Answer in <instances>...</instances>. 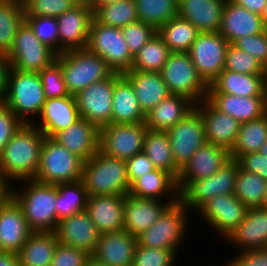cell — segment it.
Listing matches in <instances>:
<instances>
[{
  "label": "cell",
  "mask_w": 267,
  "mask_h": 266,
  "mask_svg": "<svg viewBox=\"0 0 267 266\" xmlns=\"http://www.w3.org/2000/svg\"><path fill=\"white\" fill-rule=\"evenodd\" d=\"M45 135L33 124H22L0 152V174L12 184L34 179Z\"/></svg>",
  "instance_id": "cell-1"
},
{
  "label": "cell",
  "mask_w": 267,
  "mask_h": 266,
  "mask_svg": "<svg viewBox=\"0 0 267 266\" xmlns=\"http://www.w3.org/2000/svg\"><path fill=\"white\" fill-rule=\"evenodd\" d=\"M20 189L13 185V199L21 207L32 231L55 232L58 220L55 203L57 186L41 183L35 179L18 182Z\"/></svg>",
  "instance_id": "cell-2"
},
{
  "label": "cell",
  "mask_w": 267,
  "mask_h": 266,
  "mask_svg": "<svg viewBox=\"0 0 267 266\" xmlns=\"http://www.w3.org/2000/svg\"><path fill=\"white\" fill-rule=\"evenodd\" d=\"M3 102L24 124L37 120L46 102L39 73L9 67Z\"/></svg>",
  "instance_id": "cell-3"
},
{
  "label": "cell",
  "mask_w": 267,
  "mask_h": 266,
  "mask_svg": "<svg viewBox=\"0 0 267 266\" xmlns=\"http://www.w3.org/2000/svg\"><path fill=\"white\" fill-rule=\"evenodd\" d=\"M82 181L88 196L127 195L130 190L126 161L101 150L84 162Z\"/></svg>",
  "instance_id": "cell-4"
},
{
  "label": "cell",
  "mask_w": 267,
  "mask_h": 266,
  "mask_svg": "<svg viewBox=\"0 0 267 266\" xmlns=\"http://www.w3.org/2000/svg\"><path fill=\"white\" fill-rule=\"evenodd\" d=\"M56 61L62 68L67 91L73 96L114 73L105 60L87 48L58 54Z\"/></svg>",
  "instance_id": "cell-5"
},
{
  "label": "cell",
  "mask_w": 267,
  "mask_h": 266,
  "mask_svg": "<svg viewBox=\"0 0 267 266\" xmlns=\"http://www.w3.org/2000/svg\"><path fill=\"white\" fill-rule=\"evenodd\" d=\"M190 216V211L178 200L148 230L137 237V243L145 247L175 250L179 254L185 238L188 239Z\"/></svg>",
  "instance_id": "cell-6"
},
{
  "label": "cell",
  "mask_w": 267,
  "mask_h": 266,
  "mask_svg": "<svg viewBox=\"0 0 267 266\" xmlns=\"http://www.w3.org/2000/svg\"><path fill=\"white\" fill-rule=\"evenodd\" d=\"M84 161L60 145L52 137H45L40 164L34 177L45 184L70 183L82 180Z\"/></svg>",
  "instance_id": "cell-7"
},
{
  "label": "cell",
  "mask_w": 267,
  "mask_h": 266,
  "mask_svg": "<svg viewBox=\"0 0 267 266\" xmlns=\"http://www.w3.org/2000/svg\"><path fill=\"white\" fill-rule=\"evenodd\" d=\"M239 163L230 159L216 173L192 182H177L179 201L192 213L219 194H234Z\"/></svg>",
  "instance_id": "cell-8"
},
{
  "label": "cell",
  "mask_w": 267,
  "mask_h": 266,
  "mask_svg": "<svg viewBox=\"0 0 267 266\" xmlns=\"http://www.w3.org/2000/svg\"><path fill=\"white\" fill-rule=\"evenodd\" d=\"M159 73L171 94L185 96L195 104L206 99L208 85L198 75L189 52H171Z\"/></svg>",
  "instance_id": "cell-9"
},
{
  "label": "cell",
  "mask_w": 267,
  "mask_h": 266,
  "mask_svg": "<svg viewBox=\"0 0 267 266\" xmlns=\"http://www.w3.org/2000/svg\"><path fill=\"white\" fill-rule=\"evenodd\" d=\"M86 48L105 60L115 73L123 74L132 68L134 56L121 28L103 25L93 18Z\"/></svg>",
  "instance_id": "cell-10"
},
{
  "label": "cell",
  "mask_w": 267,
  "mask_h": 266,
  "mask_svg": "<svg viewBox=\"0 0 267 266\" xmlns=\"http://www.w3.org/2000/svg\"><path fill=\"white\" fill-rule=\"evenodd\" d=\"M57 53L43 44L24 21L18 28L10 53L6 56L12 69L39 73L52 64Z\"/></svg>",
  "instance_id": "cell-11"
},
{
  "label": "cell",
  "mask_w": 267,
  "mask_h": 266,
  "mask_svg": "<svg viewBox=\"0 0 267 266\" xmlns=\"http://www.w3.org/2000/svg\"><path fill=\"white\" fill-rule=\"evenodd\" d=\"M248 208L234 194H219L205 202L195 213L218 234L227 240L244 219Z\"/></svg>",
  "instance_id": "cell-12"
},
{
  "label": "cell",
  "mask_w": 267,
  "mask_h": 266,
  "mask_svg": "<svg viewBox=\"0 0 267 266\" xmlns=\"http://www.w3.org/2000/svg\"><path fill=\"white\" fill-rule=\"evenodd\" d=\"M228 45L219 32L199 33L193 42L189 54L198 75L207 85L224 69Z\"/></svg>",
  "instance_id": "cell-13"
},
{
  "label": "cell",
  "mask_w": 267,
  "mask_h": 266,
  "mask_svg": "<svg viewBox=\"0 0 267 266\" xmlns=\"http://www.w3.org/2000/svg\"><path fill=\"white\" fill-rule=\"evenodd\" d=\"M115 72L107 79L95 82L75 95L80 117L99 129L112 124V101Z\"/></svg>",
  "instance_id": "cell-14"
},
{
  "label": "cell",
  "mask_w": 267,
  "mask_h": 266,
  "mask_svg": "<svg viewBox=\"0 0 267 266\" xmlns=\"http://www.w3.org/2000/svg\"><path fill=\"white\" fill-rule=\"evenodd\" d=\"M145 123L110 124L100 129V150L106 155L128 160L143 152Z\"/></svg>",
  "instance_id": "cell-15"
},
{
  "label": "cell",
  "mask_w": 267,
  "mask_h": 266,
  "mask_svg": "<svg viewBox=\"0 0 267 266\" xmlns=\"http://www.w3.org/2000/svg\"><path fill=\"white\" fill-rule=\"evenodd\" d=\"M175 164L182 169L199 147L206 143L201 113L194 108L168 131Z\"/></svg>",
  "instance_id": "cell-16"
},
{
  "label": "cell",
  "mask_w": 267,
  "mask_h": 266,
  "mask_svg": "<svg viewBox=\"0 0 267 266\" xmlns=\"http://www.w3.org/2000/svg\"><path fill=\"white\" fill-rule=\"evenodd\" d=\"M94 10L86 1H80L72 9L57 17L59 54L87 47Z\"/></svg>",
  "instance_id": "cell-17"
},
{
  "label": "cell",
  "mask_w": 267,
  "mask_h": 266,
  "mask_svg": "<svg viewBox=\"0 0 267 266\" xmlns=\"http://www.w3.org/2000/svg\"><path fill=\"white\" fill-rule=\"evenodd\" d=\"M177 201L125 195L124 230L137 238L148 230L171 204Z\"/></svg>",
  "instance_id": "cell-18"
},
{
  "label": "cell",
  "mask_w": 267,
  "mask_h": 266,
  "mask_svg": "<svg viewBox=\"0 0 267 266\" xmlns=\"http://www.w3.org/2000/svg\"><path fill=\"white\" fill-rule=\"evenodd\" d=\"M56 236L60 243L94 254L101 233L86 210L58 222Z\"/></svg>",
  "instance_id": "cell-19"
},
{
  "label": "cell",
  "mask_w": 267,
  "mask_h": 266,
  "mask_svg": "<svg viewBox=\"0 0 267 266\" xmlns=\"http://www.w3.org/2000/svg\"><path fill=\"white\" fill-rule=\"evenodd\" d=\"M195 108L202 116L206 143L218 145L231 151L238 136L240 123L216 109L207 99L195 104Z\"/></svg>",
  "instance_id": "cell-20"
},
{
  "label": "cell",
  "mask_w": 267,
  "mask_h": 266,
  "mask_svg": "<svg viewBox=\"0 0 267 266\" xmlns=\"http://www.w3.org/2000/svg\"><path fill=\"white\" fill-rule=\"evenodd\" d=\"M75 96L49 98L43 104L38 120L32 123L45 137H53L59 131L69 128L80 119Z\"/></svg>",
  "instance_id": "cell-21"
},
{
  "label": "cell",
  "mask_w": 267,
  "mask_h": 266,
  "mask_svg": "<svg viewBox=\"0 0 267 266\" xmlns=\"http://www.w3.org/2000/svg\"><path fill=\"white\" fill-rule=\"evenodd\" d=\"M52 138L84 162L100 150V129L82 117Z\"/></svg>",
  "instance_id": "cell-22"
},
{
  "label": "cell",
  "mask_w": 267,
  "mask_h": 266,
  "mask_svg": "<svg viewBox=\"0 0 267 266\" xmlns=\"http://www.w3.org/2000/svg\"><path fill=\"white\" fill-rule=\"evenodd\" d=\"M266 31L260 14L229 0L225 1L219 33L232 44L238 38Z\"/></svg>",
  "instance_id": "cell-23"
},
{
  "label": "cell",
  "mask_w": 267,
  "mask_h": 266,
  "mask_svg": "<svg viewBox=\"0 0 267 266\" xmlns=\"http://www.w3.org/2000/svg\"><path fill=\"white\" fill-rule=\"evenodd\" d=\"M125 195L88 196L86 211L98 231L110 233L124 230Z\"/></svg>",
  "instance_id": "cell-24"
},
{
  "label": "cell",
  "mask_w": 267,
  "mask_h": 266,
  "mask_svg": "<svg viewBox=\"0 0 267 266\" xmlns=\"http://www.w3.org/2000/svg\"><path fill=\"white\" fill-rule=\"evenodd\" d=\"M227 241L237 248V252L267 248V209L248 208L244 219Z\"/></svg>",
  "instance_id": "cell-25"
},
{
  "label": "cell",
  "mask_w": 267,
  "mask_h": 266,
  "mask_svg": "<svg viewBox=\"0 0 267 266\" xmlns=\"http://www.w3.org/2000/svg\"><path fill=\"white\" fill-rule=\"evenodd\" d=\"M230 159V151L226 148L205 143L198 148L180 170L177 182H192L209 177L216 173Z\"/></svg>",
  "instance_id": "cell-26"
},
{
  "label": "cell",
  "mask_w": 267,
  "mask_h": 266,
  "mask_svg": "<svg viewBox=\"0 0 267 266\" xmlns=\"http://www.w3.org/2000/svg\"><path fill=\"white\" fill-rule=\"evenodd\" d=\"M137 238L127 230L103 233L92 255L107 266H131Z\"/></svg>",
  "instance_id": "cell-27"
},
{
  "label": "cell",
  "mask_w": 267,
  "mask_h": 266,
  "mask_svg": "<svg viewBox=\"0 0 267 266\" xmlns=\"http://www.w3.org/2000/svg\"><path fill=\"white\" fill-rule=\"evenodd\" d=\"M32 232L21 207L12 198L0 209L1 251L18 253Z\"/></svg>",
  "instance_id": "cell-28"
},
{
  "label": "cell",
  "mask_w": 267,
  "mask_h": 266,
  "mask_svg": "<svg viewBox=\"0 0 267 266\" xmlns=\"http://www.w3.org/2000/svg\"><path fill=\"white\" fill-rule=\"evenodd\" d=\"M207 94L267 97L263 74H242L226 69L208 85Z\"/></svg>",
  "instance_id": "cell-29"
},
{
  "label": "cell",
  "mask_w": 267,
  "mask_h": 266,
  "mask_svg": "<svg viewBox=\"0 0 267 266\" xmlns=\"http://www.w3.org/2000/svg\"><path fill=\"white\" fill-rule=\"evenodd\" d=\"M226 0H178V16L191 22L200 33L218 32Z\"/></svg>",
  "instance_id": "cell-30"
},
{
  "label": "cell",
  "mask_w": 267,
  "mask_h": 266,
  "mask_svg": "<svg viewBox=\"0 0 267 266\" xmlns=\"http://www.w3.org/2000/svg\"><path fill=\"white\" fill-rule=\"evenodd\" d=\"M133 86L140 109L146 115L162 100L171 95L159 72L130 69L123 73Z\"/></svg>",
  "instance_id": "cell-31"
},
{
  "label": "cell",
  "mask_w": 267,
  "mask_h": 266,
  "mask_svg": "<svg viewBox=\"0 0 267 266\" xmlns=\"http://www.w3.org/2000/svg\"><path fill=\"white\" fill-rule=\"evenodd\" d=\"M206 99L216 109L233 117L240 124L258 119L267 113V97L207 94Z\"/></svg>",
  "instance_id": "cell-32"
},
{
  "label": "cell",
  "mask_w": 267,
  "mask_h": 266,
  "mask_svg": "<svg viewBox=\"0 0 267 266\" xmlns=\"http://www.w3.org/2000/svg\"><path fill=\"white\" fill-rule=\"evenodd\" d=\"M145 123V114L140 109L130 81L120 73H115L112 101V124Z\"/></svg>",
  "instance_id": "cell-33"
},
{
  "label": "cell",
  "mask_w": 267,
  "mask_h": 266,
  "mask_svg": "<svg viewBox=\"0 0 267 266\" xmlns=\"http://www.w3.org/2000/svg\"><path fill=\"white\" fill-rule=\"evenodd\" d=\"M195 108V103L189 98L171 94L145 115V125L148 129L168 131Z\"/></svg>",
  "instance_id": "cell-34"
},
{
  "label": "cell",
  "mask_w": 267,
  "mask_h": 266,
  "mask_svg": "<svg viewBox=\"0 0 267 266\" xmlns=\"http://www.w3.org/2000/svg\"><path fill=\"white\" fill-rule=\"evenodd\" d=\"M129 194L140 198L179 200L177 180L170 173L160 169L139 177L130 186Z\"/></svg>",
  "instance_id": "cell-35"
},
{
  "label": "cell",
  "mask_w": 267,
  "mask_h": 266,
  "mask_svg": "<svg viewBox=\"0 0 267 266\" xmlns=\"http://www.w3.org/2000/svg\"><path fill=\"white\" fill-rule=\"evenodd\" d=\"M58 242L55 232L33 231L17 253L19 266H51Z\"/></svg>",
  "instance_id": "cell-36"
},
{
  "label": "cell",
  "mask_w": 267,
  "mask_h": 266,
  "mask_svg": "<svg viewBox=\"0 0 267 266\" xmlns=\"http://www.w3.org/2000/svg\"><path fill=\"white\" fill-rule=\"evenodd\" d=\"M143 152L156 169L164 170L178 179L181 169L174 162L167 131L147 129Z\"/></svg>",
  "instance_id": "cell-37"
},
{
  "label": "cell",
  "mask_w": 267,
  "mask_h": 266,
  "mask_svg": "<svg viewBox=\"0 0 267 266\" xmlns=\"http://www.w3.org/2000/svg\"><path fill=\"white\" fill-rule=\"evenodd\" d=\"M170 52H189L200 33L188 20L175 16L156 30Z\"/></svg>",
  "instance_id": "cell-38"
},
{
  "label": "cell",
  "mask_w": 267,
  "mask_h": 266,
  "mask_svg": "<svg viewBox=\"0 0 267 266\" xmlns=\"http://www.w3.org/2000/svg\"><path fill=\"white\" fill-rule=\"evenodd\" d=\"M24 21V2L0 0V55L10 53L18 28Z\"/></svg>",
  "instance_id": "cell-39"
},
{
  "label": "cell",
  "mask_w": 267,
  "mask_h": 266,
  "mask_svg": "<svg viewBox=\"0 0 267 266\" xmlns=\"http://www.w3.org/2000/svg\"><path fill=\"white\" fill-rule=\"evenodd\" d=\"M267 140V113L262 117L240 124L235 145L230 151V158L238 160L242 155L259 152Z\"/></svg>",
  "instance_id": "cell-40"
},
{
  "label": "cell",
  "mask_w": 267,
  "mask_h": 266,
  "mask_svg": "<svg viewBox=\"0 0 267 266\" xmlns=\"http://www.w3.org/2000/svg\"><path fill=\"white\" fill-rule=\"evenodd\" d=\"M57 186L55 203L58 222L73 214L86 210L88 194L82 180L70 183H60Z\"/></svg>",
  "instance_id": "cell-41"
},
{
  "label": "cell",
  "mask_w": 267,
  "mask_h": 266,
  "mask_svg": "<svg viewBox=\"0 0 267 266\" xmlns=\"http://www.w3.org/2000/svg\"><path fill=\"white\" fill-rule=\"evenodd\" d=\"M267 190V181L256 173L238 168L234 195L247 207H261Z\"/></svg>",
  "instance_id": "cell-42"
},
{
  "label": "cell",
  "mask_w": 267,
  "mask_h": 266,
  "mask_svg": "<svg viewBox=\"0 0 267 266\" xmlns=\"http://www.w3.org/2000/svg\"><path fill=\"white\" fill-rule=\"evenodd\" d=\"M138 20L156 30L178 16V0H134Z\"/></svg>",
  "instance_id": "cell-43"
},
{
  "label": "cell",
  "mask_w": 267,
  "mask_h": 266,
  "mask_svg": "<svg viewBox=\"0 0 267 266\" xmlns=\"http://www.w3.org/2000/svg\"><path fill=\"white\" fill-rule=\"evenodd\" d=\"M170 53L167 45L156 33L140 51L134 55L131 69L141 72H160Z\"/></svg>",
  "instance_id": "cell-44"
},
{
  "label": "cell",
  "mask_w": 267,
  "mask_h": 266,
  "mask_svg": "<svg viewBox=\"0 0 267 266\" xmlns=\"http://www.w3.org/2000/svg\"><path fill=\"white\" fill-rule=\"evenodd\" d=\"M94 18L103 25L123 28L138 21L134 0H118L105 3L94 11Z\"/></svg>",
  "instance_id": "cell-45"
},
{
  "label": "cell",
  "mask_w": 267,
  "mask_h": 266,
  "mask_svg": "<svg viewBox=\"0 0 267 266\" xmlns=\"http://www.w3.org/2000/svg\"><path fill=\"white\" fill-rule=\"evenodd\" d=\"M178 255L175 250L145 247L137 243L132 266H176Z\"/></svg>",
  "instance_id": "cell-46"
},
{
  "label": "cell",
  "mask_w": 267,
  "mask_h": 266,
  "mask_svg": "<svg viewBox=\"0 0 267 266\" xmlns=\"http://www.w3.org/2000/svg\"><path fill=\"white\" fill-rule=\"evenodd\" d=\"M25 22L43 44L59 54V33L56 17L25 16Z\"/></svg>",
  "instance_id": "cell-47"
},
{
  "label": "cell",
  "mask_w": 267,
  "mask_h": 266,
  "mask_svg": "<svg viewBox=\"0 0 267 266\" xmlns=\"http://www.w3.org/2000/svg\"><path fill=\"white\" fill-rule=\"evenodd\" d=\"M224 69L242 74H263V65L233 44L228 45Z\"/></svg>",
  "instance_id": "cell-48"
},
{
  "label": "cell",
  "mask_w": 267,
  "mask_h": 266,
  "mask_svg": "<svg viewBox=\"0 0 267 266\" xmlns=\"http://www.w3.org/2000/svg\"><path fill=\"white\" fill-rule=\"evenodd\" d=\"M80 0H25V16L58 17L76 6Z\"/></svg>",
  "instance_id": "cell-49"
},
{
  "label": "cell",
  "mask_w": 267,
  "mask_h": 266,
  "mask_svg": "<svg viewBox=\"0 0 267 266\" xmlns=\"http://www.w3.org/2000/svg\"><path fill=\"white\" fill-rule=\"evenodd\" d=\"M39 75L46 99L70 95L65 85L62 68L56 60L40 71Z\"/></svg>",
  "instance_id": "cell-50"
},
{
  "label": "cell",
  "mask_w": 267,
  "mask_h": 266,
  "mask_svg": "<svg viewBox=\"0 0 267 266\" xmlns=\"http://www.w3.org/2000/svg\"><path fill=\"white\" fill-rule=\"evenodd\" d=\"M129 51L134 56L156 34V29L140 20L121 28Z\"/></svg>",
  "instance_id": "cell-51"
},
{
  "label": "cell",
  "mask_w": 267,
  "mask_h": 266,
  "mask_svg": "<svg viewBox=\"0 0 267 266\" xmlns=\"http://www.w3.org/2000/svg\"><path fill=\"white\" fill-rule=\"evenodd\" d=\"M232 44L256 58L262 65L267 62V30L260 34L238 38Z\"/></svg>",
  "instance_id": "cell-52"
},
{
  "label": "cell",
  "mask_w": 267,
  "mask_h": 266,
  "mask_svg": "<svg viewBox=\"0 0 267 266\" xmlns=\"http://www.w3.org/2000/svg\"><path fill=\"white\" fill-rule=\"evenodd\" d=\"M89 256L83 250L58 242L51 266H85Z\"/></svg>",
  "instance_id": "cell-53"
},
{
  "label": "cell",
  "mask_w": 267,
  "mask_h": 266,
  "mask_svg": "<svg viewBox=\"0 0 267 266\" xmlns=\"http://www.w3.org/2000/svg\"><path fill=\"white\" fill-rule=\"evenodd\" d=\"M24 124L2 101L0 102V152L13 134Z\"/></svg>",
  "instance_id": "cell-54"
},
{
  "label": "cell",
  "mask_w": 267,
  "mask_h": 266,
  "mask_svg": "<svg viewBox=\"0 0 267 266\" xmlns=\"http://www.w3.org/2000/svg\"><path fill=\"white\" fill-rule=\"evenodd\" d=\"M225 266H267V248L238 251Z\"/></svg>",
  "instance_id": "cell-55"
},
{
  "label": "cell",
  "mask_w": 267,
  "mask_h": 266,
  "mask_svg": "<svg viewBox=\"0 0 267 266\" xmlns=\"http://www.w3.org/2000/svg\"><path fill=\"white\" fill-rule=\"evenodd\" d=\"M127 177L130 186L142 175L155 170L152 161L144 152L134 155L126 160Z\"/></svg>",
  "instance_id": "cell-56"
},
{
  "label": "cell",
  "mask_w": 267,
  "mask_h": 266,
  "mask_svg": "<svg viewBox=\"0 0 267 266\" xmlns=\"http://www.w3.org/2000/svg\"><path fill=\"white\" fill-rule=\"evenodd\" d=\"M237 162L242 170L256 173L267 181V157L259 152L242 155Z\"/></svg>",
  "instance_id": "cell-57"
},
{
  "label": "cell",
  "mask_w": 267,
  "mask_h": 266,
  "mask_svg": "<svg viewBox=\"0 0 267 266\" xmlns=\"http://www.w3.org/2000/svg\"><path fill=\"white\" fill-rule=\"evenodd\" d=\"M9 180L0 174V209L13 198V187Z\"/></svg>",
  "instance_id": "cell-58"
},
{
  "label": "cell",
  "mask_w": 267,
  "mask_h": 266,
  "mask_svg": "<svg viewBox=\"0 0 267 266\" xmlns=\"http://www.w3.org/2000/svg\"><path fill=\"white\" fill-rule=\"evenodd\" d=\"M237 5L247 8L250 12L262 14L267 0H229Z\"/></svg>",
  "instance_id": "cell-59"
},
{
  "label": "cell",
  "mask_w": 267,
  "mask_h": 266,
  "mask_svg": "<svg viewBox=\"0 0 267 266\" xmlns=\"http://www.w3.org/2000/svg\"><path fill=\"white\" fill-rule=\"evenodd\" d=\"M9 62L6 56L0 55V102L3 101L6 91L7 73L9 70Z\"/></svg>",
  "instance_id": "cell-60"
},
{
  "label": "cell",
  "mask_w": 267,
  "mask_h": 266,
  "mask_svg": "<svg viewBox=\"0 0 267 266\" xmlns=\"http://www.w3.org/2000/svg\"><path fill=\"white\" fill-rule=\"evenodd\" d=\"M0 266H19L17 253L0 252Z\"/></svg>",
  "instance_id": "cell-61"
},
{
  "label": "cell",
  "mask_w": 267,
  "mask_h": 266,
  "mask_svg": "<svg viewBox=\"0 0 267 266\" xmlns=\"http://www.w3.org/2000/svg\"><path fill=\"white\" fill-rule=\"evenodd\" d=\"M116 1H118V0H89L88 4L95 11L99 6H101L105 3H112V2H116Z\"/></svg>",
  "instance_id": "cell-62"
},
{
  "label": "cell",
  "mask_w": 267,
  "mask_h": 266,
  "mask_svg": "<svg viewBox=\"0 0 267 266\" xmlns=\"http://www.w3.org/2000/svg\"><path fill=\"white\" fill-rule=\"evenodd\" d=\"M85 266H107L101 261H98L96 258H94L92 255L88 257Z\"/></svg>",
  "instance_id": "cell-63"
},
{
  "label": "cell",
  "mask_w": 267,
  "mask_h": 266,
  "mask_svg": "<svg viewBox=\"0 0 267 266\" xmlns=\"http://www.w3.org/2000/svg\"><path fill=\"white\" fill-rule=\"evenodd\" d=\"M261 17L263 19V23H264L265 29L267 30V3L265 5L263 13L261 14Z\"/></svg>",
  "instance_id": "cell-64"
},
{
  "label": "cell",
  "mask_w": 267,
  "mask_h": 266,
  "mask_svg": "<svg viewBox=\"0 0 267 266\" xmlns=\"http://www.w3.org/2000/svg\"><path fill=\"white\" fill-rule=\"evenodd\" d=\"M263 78H264V84L267 91V62L263 65Z\"/></svg>",
  "instance_id": "cell-65"
},
{
  "label": "cell",
  "mask_w": 267,
  "mask_h": 266,
  "mask_svg": "<svg viewBox=\"0 0 267 266\" xmlns=\"http://www.w3.org/2000/svg\"><path fill=\"white\" fill-rule=\"evenodd\" d=\"M259 153L267 157V140L265 143L262 145V147L259 150Z\"/></svg>",
  "instance_id": "cell-66"
},
{
  "label": "cell",
  "mask_w": 267,
  "mask_h": 266,
  "mask_svg": "<svg viewBox=\"0 0 267 266\" xmlns=\"http://www.w3.org/2000/svg\"><path fill=\"white\" fill-rule=\"evenodd\" d=\"M261 207L267 209V190H266L265 198H264V201H263Z\"/></svg>",
  "instance_id": "cell-67"
}]
</instances>
